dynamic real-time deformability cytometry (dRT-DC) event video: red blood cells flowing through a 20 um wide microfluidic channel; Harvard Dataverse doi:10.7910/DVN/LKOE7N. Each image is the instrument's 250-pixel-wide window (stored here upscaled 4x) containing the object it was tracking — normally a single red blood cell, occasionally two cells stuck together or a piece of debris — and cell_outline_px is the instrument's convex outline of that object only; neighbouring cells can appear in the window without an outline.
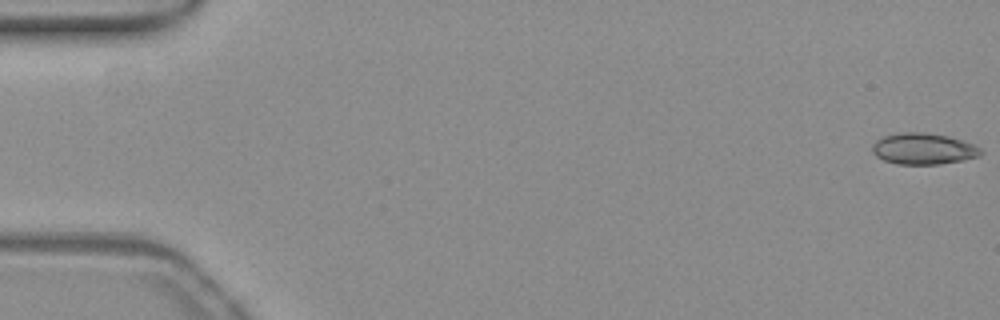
{"species": "common noctule bat (a hibernating species)", "species_latin": "Nyctalus noctula", "temperature_condition": "warm", "stored_images_in_passage": 54, "camera_frame_rate_fps": 3000, "um_per_image_px": 0.085, "animal": {"sex": "female", "body_mass_g": 19.3, "forearm_length_mm": 54.1}, "frame": {"image": 1, "passage_image": 1, "time_ms": 0.0, "image_size_px": [1000, 320], "cell_outline_px": [[984, 152], [980, 156], [940, 164], [896, 164], [884, 160], [876, 156], [872, 152], [872, 144], [876, 140], [884, 136], [900, 132], [924, 132], [948, 136], [972, 144], [980, 148]], "centroid_in_image_um": [78.46, 12.64], "position_along_channel_um": 6.5, "area_um2": 19.71}}
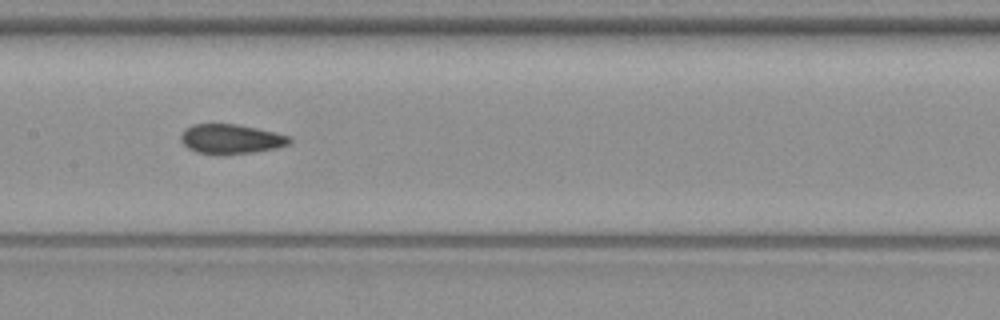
{"frame": {"image": 2, "passage_image": 27, "time_ms": 8.667, "image_size_px": [1000, 320], "cell_outline_px": [[292, 140], [288, 144], [276, 148], [252, 152], [224, 156], [220, 156], [196, 152], [188, 148], [180, 140], [180, 136], [184, 128], [192, 124], [236, 124], [256, 128], [292, 136]], "centroid_in_image_um": [19.6, 11.83], "position_along_channel_um": 187.8, "area_um2": 19.07}}
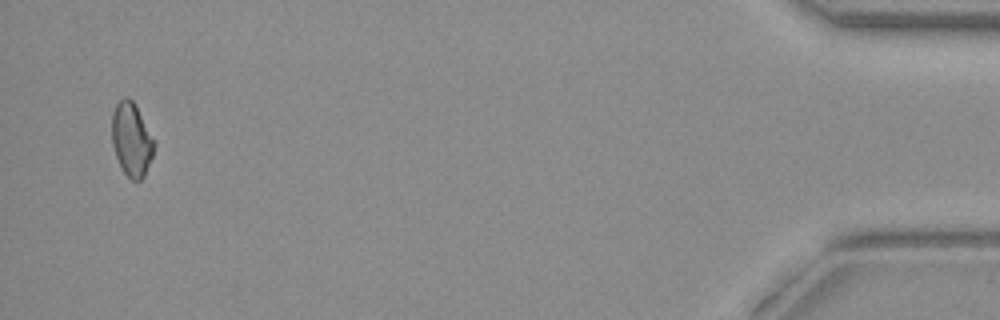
{"frame": {"image": 3, "passage_image": 52, "time_ms": 17.0, "image_size_px": [1000, 320], "cell_outline_px": [[156, 144], [152, 156], [144, 176], [140, 180], [132, 180], [124, 172], [116, 156], [112, 144], [112, 112], [116, 104], [124, 96], [128, 96], [132, 100]], "centroid_in_image_um": [11.17, 11.85], "position_along_channel_um": 424.0, "area_um2": 17.8}, "authors_computed_cell_mechanics": {"area_um2": 18.9295, "velocity_mm_per_s": 3.8946, "shape_relaxation_time_tau1_ms": null, "shape_relaxation_time_tau2_ms": 2.2551, "deformation_change_tau1": null, "deformation_change_tau2": 0.0643}}